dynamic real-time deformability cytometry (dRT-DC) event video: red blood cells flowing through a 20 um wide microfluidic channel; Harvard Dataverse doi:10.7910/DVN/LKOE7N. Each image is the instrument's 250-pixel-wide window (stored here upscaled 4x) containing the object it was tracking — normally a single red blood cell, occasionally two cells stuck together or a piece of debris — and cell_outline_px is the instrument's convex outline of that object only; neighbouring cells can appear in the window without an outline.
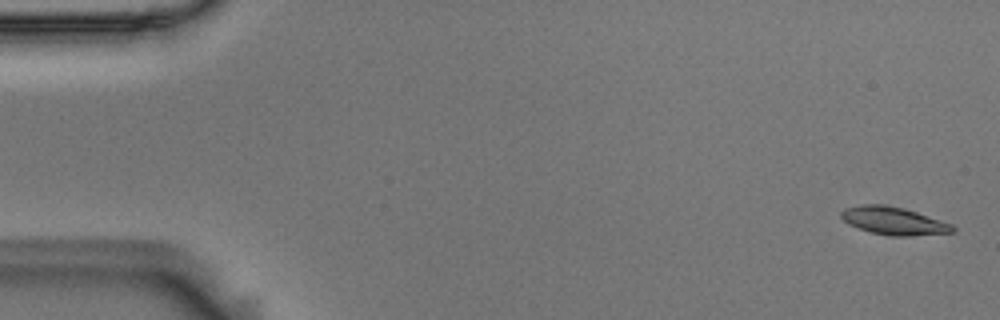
{"species": "Egyptian fruit bat (a non-hibernating species)", "species_latin": "Rousettus aegyptiacus", "temperature_condition": "room temperature", "stored_images_in_passage": 5, "camera_frame_rate_fps": 3000, "um_per_image_px": 0.085, "animal": {"sex": "male"}, "frame": {"image": 1, "passage_image": 1, "time_ms": 0.0, "image_size_px": [1000, 320], "cell_outline_px": [[956, 232], [908, 236], [892, 236], [868, 232], [848, 224], [840, 216], [840, 212], [844, 208], [860, 204], [884, 204], [904, 208], [952, 224], [956, 228]], "centroid_in_image_um": [75.94, 18.77], "position_along_channel_um": 9.1, "area_um2": 18.21}}
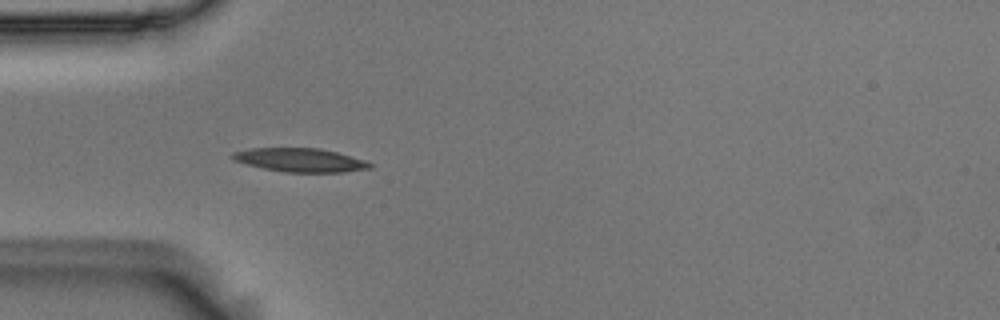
{"frame": {"image": 2, "passage_image": 5, "time_ms": 1.333, "image_size_px": [1000, 320], "cell_outline_px": [[372, 168], [344, 172], [284, 172], [264, 168], [232, 160], [228, 156], [232, 152], [252, 148], [320, 148], [336, 152], [364, 160], [372, 164]], "centroid_in_image_um": [25.48, 13.6], "position_along_channel_um": 59.5, "area_um2": 18.9}}